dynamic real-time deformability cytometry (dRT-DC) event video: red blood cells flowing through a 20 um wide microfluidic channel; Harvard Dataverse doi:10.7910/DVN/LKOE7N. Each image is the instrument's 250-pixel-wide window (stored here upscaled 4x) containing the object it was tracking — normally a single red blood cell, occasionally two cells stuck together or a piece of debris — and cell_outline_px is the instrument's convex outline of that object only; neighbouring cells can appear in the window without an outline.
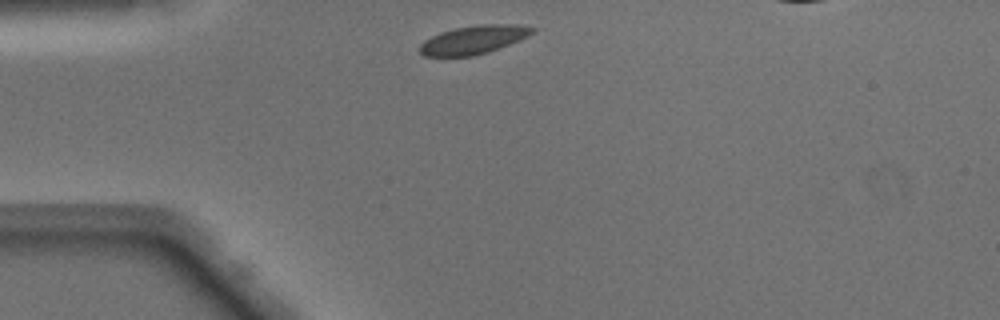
{"species": "Egyptian fruit bat (a non-hibernating species)", "species_latin": "Rousettus aegyptiacus", "temperature_condition": "warm", "stored_images_in_passage": 35, "camera_frame_rate_fps": 3000, "um_per_image_px": 0.085, "animal": {"sex": "male"}, "frame": {"image": 1, "passage_image": 1, "time_ms": 0.0, "image_size_px": [1000, 320], "cell_outline_px": [[536, 32], [520, 40], [488, 52], [472, 56], [424, 56], [420, 52], [420, 44], [424, 40], [440, 32], [456, 28], [480, 24], [516, 24], [536, 28]], "centroid_in_image_um": [40.28, 3.37], "position_along_channel_um": 44.7, "area_um2": 18.67}}
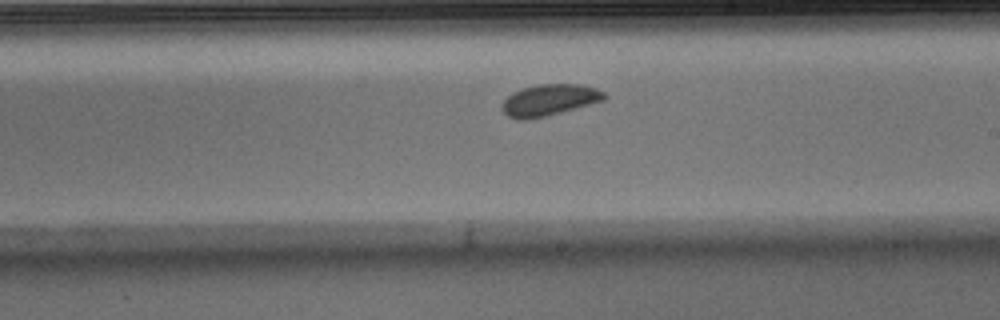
{"frame": {"image": 2, "passage_image": 17, "time_ms": 5.333, "image_size_px": [1000, 320], "cell_outline_px": [[608, 96], [604, 100], [544, 116], [528, 120], [516, 120], [508, 116], [500, 108], [504, 100], [512, 92], [524, 88], [540, 84], [580, 84], [596, 88], [604, 92]], "centroid_in_image_um": [46.67, 8.5], "position_along_channel_um": 242.3, "area_um2": 18.55}}
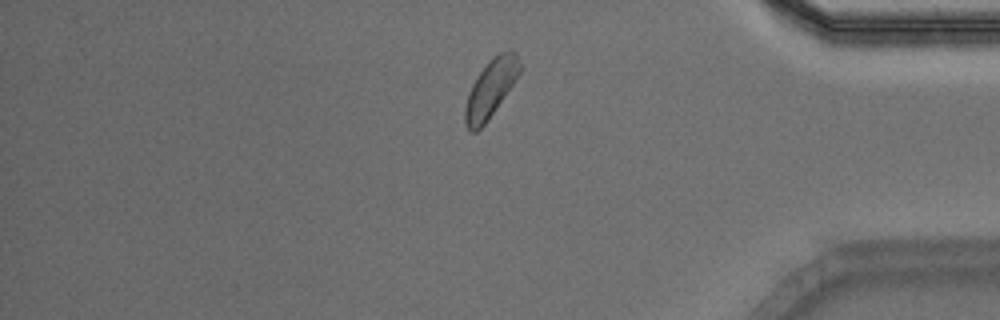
{"frame": {"image": 3, "passage_image": 30, "time_ms": 9.667, "image_size_px": [1000, 320], "cell_outline_px": [[520, 72], [512, 84], [484, 124], [476, 132], [472, 132], [468, 128], [464, 120], [464, 108], [468, 92], [472, 84], [480, 72], [500, 52], [516, 52], [520, 64]], "centroid_in_image_um": [41.67, 7.56], "position_along_channel_um": 393.5, "area_um2": 17.51}}